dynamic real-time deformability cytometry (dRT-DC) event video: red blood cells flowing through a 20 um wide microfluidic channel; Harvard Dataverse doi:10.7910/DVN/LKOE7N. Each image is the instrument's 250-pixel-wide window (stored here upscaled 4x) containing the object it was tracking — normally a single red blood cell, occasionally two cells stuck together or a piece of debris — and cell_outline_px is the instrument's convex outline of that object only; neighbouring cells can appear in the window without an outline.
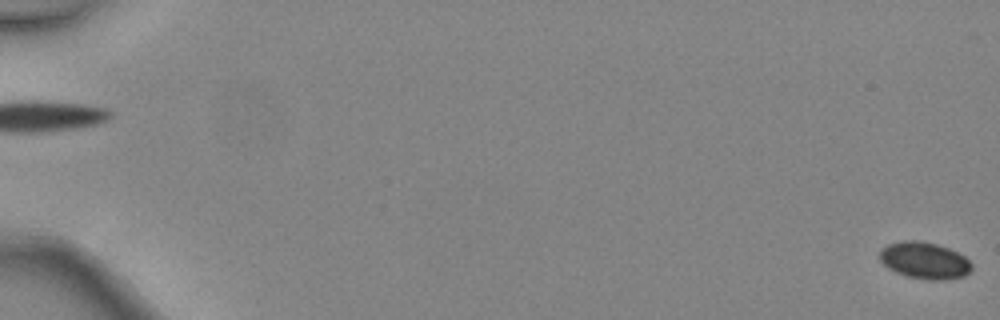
{"species": "common noctule bat (a hibernating species)", "species_latin": "Nyctalus noctula", "temperature_condition": "warm", "stored_images_in_passage": 4, "segment_of_instrument_passage": [2, 2], "camera_frame_rate_fps": 3000, "um_per_image_px": 0.085, "animal": {"sex": "female", "body_mass_g": 24.6, "forearm_length_mm": 56.2}, "frame": {"image": 1, "passage_image": 4, "time_ms": 1.0, "image_size_px": [1000, 320], "cell_outline_px": [[972, 268], [964, 276], [944, 280], [928, 280], [908, 276], [896, 272], [888, 268], [880, 260], [880, 248], [888, 244], [904, 240], [920, 240], [936, 244], [948, 248], [964, 256], [972, 264]], "centroid_in_image_um": [78.57, 22.13], "position_along_channel_um": 6.4, "area_um2": 19.65}}